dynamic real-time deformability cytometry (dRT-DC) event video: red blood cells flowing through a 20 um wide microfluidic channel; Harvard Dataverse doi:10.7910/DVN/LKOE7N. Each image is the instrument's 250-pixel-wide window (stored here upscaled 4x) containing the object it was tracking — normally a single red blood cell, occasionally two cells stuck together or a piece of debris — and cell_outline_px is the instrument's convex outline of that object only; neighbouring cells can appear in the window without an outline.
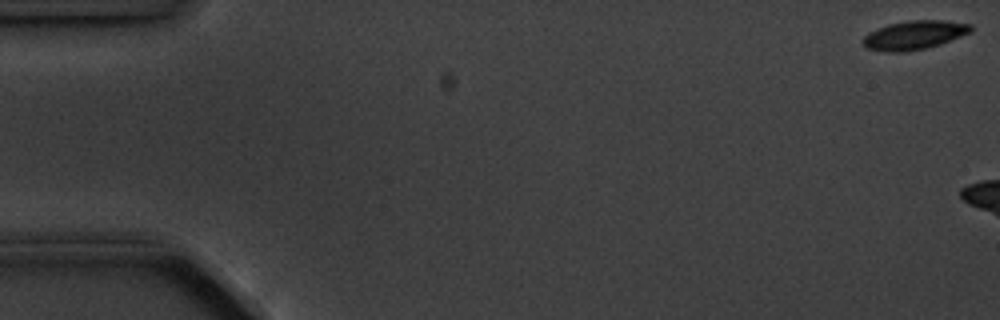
{"species": "common noctule bat (a hibernating species)", "species_latin": "Nyctalus noctula", "temperature_condition": "cold", "stored_images_in_passage": 3, "camera_frame_rate_fps": 3000, "um_per_image_px": 0.085, "animal": {"sex": "male", "body_mass_g": 20.1, "forearm_length_mm": 53.5}, "frame": {"image": 1, "passage_image": 1, "time_ms": 0.0, "image_size_px": [1000, 320], "cell_outline_px": [[972, 32], [940, 44], [924, 48], [904, 52], [888, 52], [864, 48], [860, 44], [860, 40], [868, 32], [888, 24], [908, 20], [944, 20], [972, 24]], "centroid_in_image_um": [77.66, 2.98], "position_along_channel_um": 7.3, "area_um2": 18.38}}